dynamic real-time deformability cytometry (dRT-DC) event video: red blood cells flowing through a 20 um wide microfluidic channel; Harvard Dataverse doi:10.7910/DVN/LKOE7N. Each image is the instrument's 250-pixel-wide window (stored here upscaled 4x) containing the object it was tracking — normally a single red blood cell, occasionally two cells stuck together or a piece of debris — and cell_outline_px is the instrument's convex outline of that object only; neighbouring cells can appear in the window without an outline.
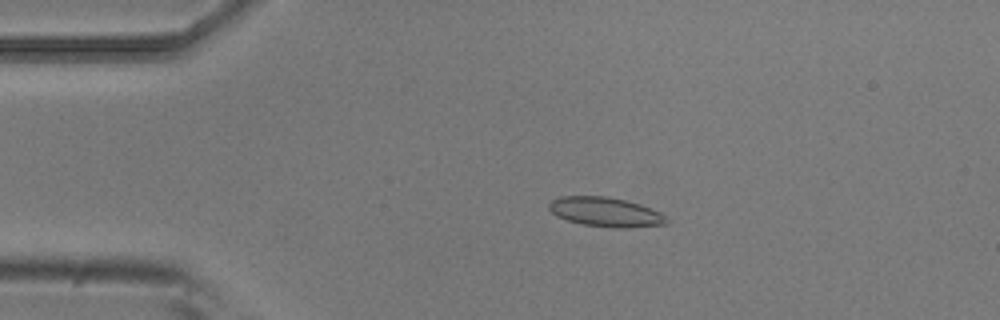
{"species": "common noctule bat (a hibernating species)", "species_latin": "Nyctalus noctula", "temperature_condition": "room temperature", "stored_images_in_passage": 5, "camera_frame_rate_fps": 3000, "um_per_image_px": 0.085, "animal": {"sex": "male", "body_mass_g": 20.5, "forearm_length_mm": 52.5}, "frame": {"image": 1, "passage_image": 4, "time_ms": 1.0, "image_size_px": [1000, 320], "cell_outline_px": [[668, 224], [628, 228], [616, 228], [584, 224], [568, 220], [552, 212], [548, 208], [548, 204], [552, 200], [560, 196], [608, 196], [640, 204], [660, 212], [668, 220]], "centroid_in_image_um": [51.5, 18.01], "position_along_channel_um": 33.5, "area_um2": 20.0}}